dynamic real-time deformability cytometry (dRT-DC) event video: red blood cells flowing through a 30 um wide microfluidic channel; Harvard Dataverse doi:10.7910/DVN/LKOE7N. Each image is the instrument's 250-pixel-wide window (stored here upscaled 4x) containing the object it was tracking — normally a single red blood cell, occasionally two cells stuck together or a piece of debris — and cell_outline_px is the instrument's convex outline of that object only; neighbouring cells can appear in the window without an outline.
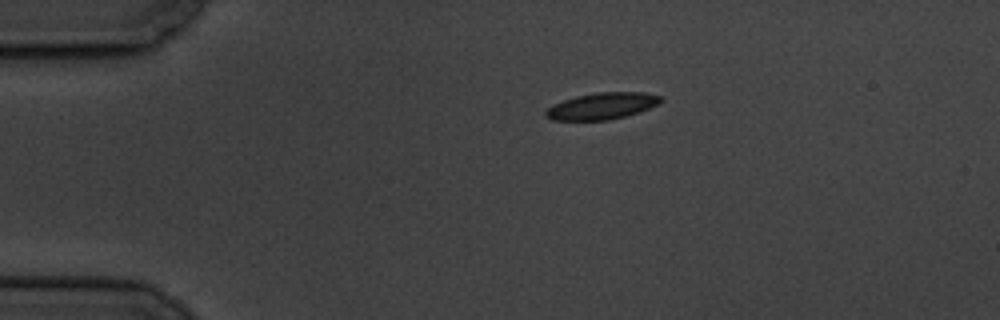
{"species": "common noctule bat (a hibernating species)", "species_latin": "Nyctalus noctula", "temperature_condition": "cold", "stored_images_in_passage": 4, "camera_frame_rate_fps": 3000, "um_per_image_px": 0.085, "animal": {"sex": "male", "body_mass_g": 19.5, "forearm_length_mm": 54.6}, "frame": {"image": 1, "passage_image": 1, "time_ms": 0.0, "image_size_px": [1000, 320], "cell_outline_px": [[664, 100], [640, 112], [608, 120], [552, 120], [544, 116], [544, 112], [552, 104], [576, 96], [596, 92], [644, 92], [660, 96]], "centroid_in_image_um": [51.14, 9.01], "position_along_channel_um": 33.9, "area_um2": 17.8}}
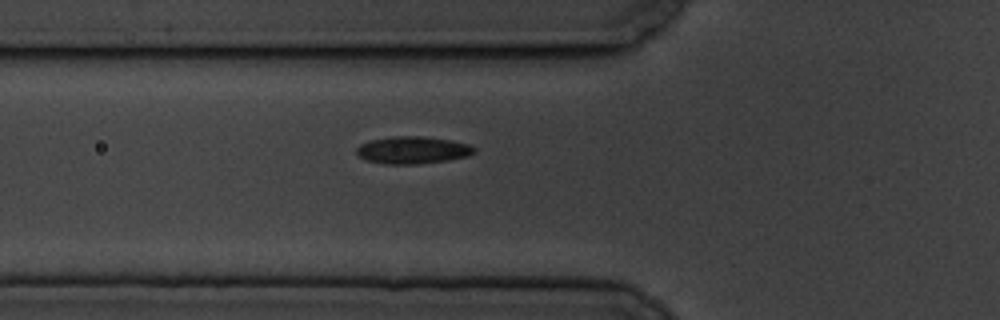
{"frame": {"image": 2, "passage_image": 4, "time_ms": 3.0, "image_size_px": [1000, 320], "cell_outline_px": [[476, 152], [468, 156], [448, 160], [416, 164], [384, 164], [368, 160], [360, 156], [356, 152], [356, 148], [360, 144], [372, 140], [396, 136], [424, 136], [448, 140], [468, 144], [476, 148]], "centroid_in_image_um": [35.1, 12.76], "position_along_channel_um": 90.7, "area_um2": 18.55}}